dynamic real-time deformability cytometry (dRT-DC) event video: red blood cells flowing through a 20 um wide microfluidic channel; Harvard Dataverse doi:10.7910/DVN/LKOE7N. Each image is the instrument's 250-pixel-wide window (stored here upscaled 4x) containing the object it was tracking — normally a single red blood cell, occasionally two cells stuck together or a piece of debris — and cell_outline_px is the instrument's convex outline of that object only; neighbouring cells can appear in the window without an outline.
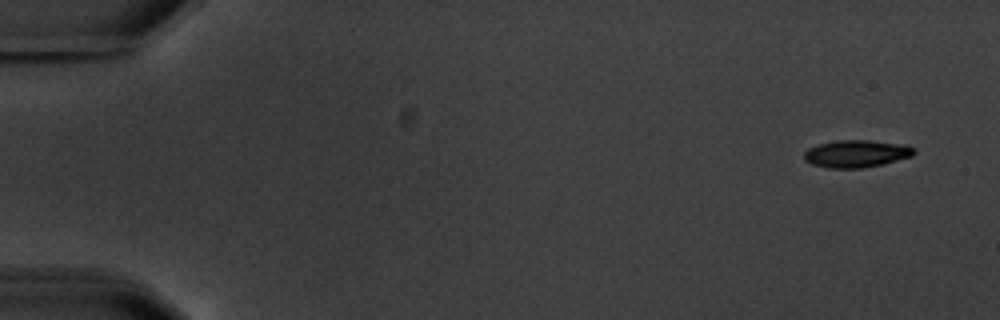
{"species": "common noctule bat (a hibernating species)", "species_latin": "Nyctalus noctula", "temperature_condition": "warm", "stored_images_in_passage": 5, "camera_frame_rate_fps": 3000, "um_per_image_px": 0.085, "animal": {"sex": "male", "body_mass_g": 20.1, "forearm_length_mm": 53.5}, "frame": {"image": 1, "passage_image": 1, "time_ms": 0.0, "image_size_px": [1000, 320], "cell_outline_px": [[916, 152], [912, 156], [880, 164], [860, 168], [828, 168], [812, 164], [804, 160], [804, 152], [808, 148], [816, 144], [836, 140], [868, 140], [908, 144], [916, 148]], "centroid_in_image_um": [72.79, 13.04], "position_along_channel_um": 12.2, "area_um2": 17.69}}
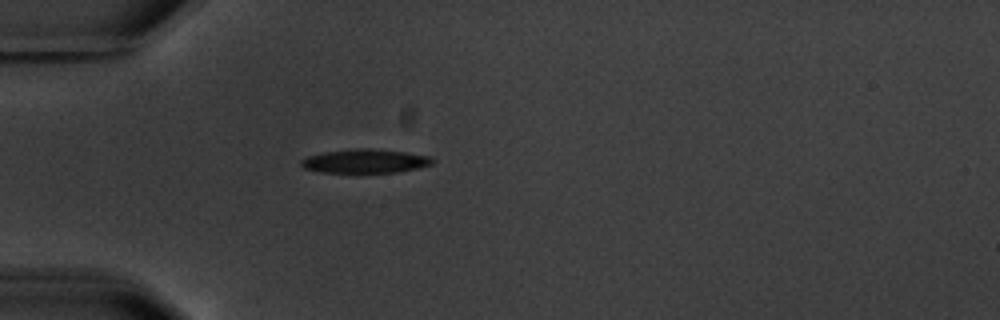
{"frame": {"image": 2, "passage_image": 5, "time_ms": 4.667, "image_size_px": [1000, 320], "cell_outline_px": [[436, 160], [432, 164], [416, 168], [396, 172], [320, 172], [304, 168], [300, 164], [300, 160], [308, 156], [324, 152], [356, 148], [372, 148], [404, 152], [432, 156]], "centroid_in_image_um": [31.05, 13.68], "position_along_channel_um": 54.0, "area_um2": 18.21}}